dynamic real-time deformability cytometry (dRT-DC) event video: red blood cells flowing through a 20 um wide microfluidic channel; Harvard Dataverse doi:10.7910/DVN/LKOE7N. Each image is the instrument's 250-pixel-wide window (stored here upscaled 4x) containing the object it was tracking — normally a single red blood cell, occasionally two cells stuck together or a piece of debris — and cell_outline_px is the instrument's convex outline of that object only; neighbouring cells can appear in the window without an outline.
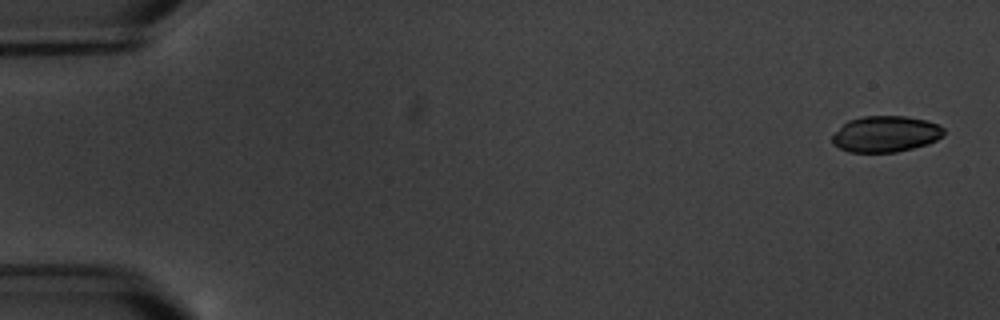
{"species": "common noctule bat (a hibernating species)", "species_latin": "Nyctalus noctula", "temperature_condition": "warm", "stored_images_in_passage": 4, "camera_frame_rate_fps": 3000, "um_per_image_px": 0.085, "animal": {"sex": "male", "body_mass_g": 20.1, "forearm_length_mm": 53.5}, "frame": {"image": 1, "passage_image": 1, "time_ms": 0.0, "image_size_px": [1000, 320], "cell_outline_px": [[944, 136], [928, 144], [896, 152], [848, 152], [832, 144], [832, 136], [848, 120], [864, 116], [904, 116], [924, 120], [936, 124], [944, 128]], "centroid_in_image_um": [75.28, 11.4], "position_along_channel_um": 9.7, "area_um2": 23.35}}
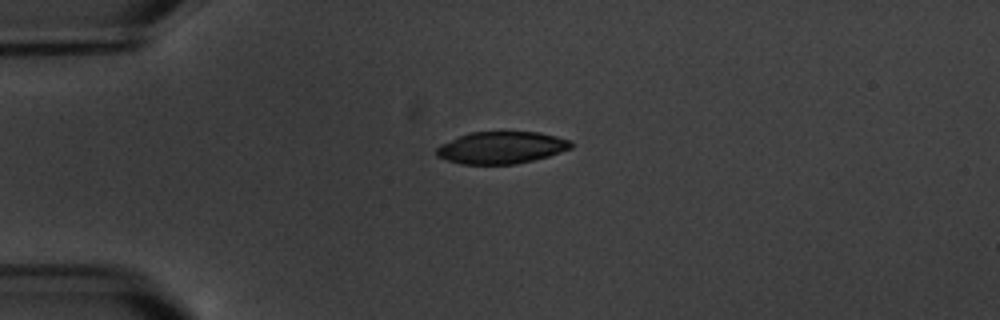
{"frame": {"image": 2, "passage_image": 4, "time_ms": 4.333, "image_size_px": [1000, 320], "cell_outline_px": [[572, 148], [548, 156], [516, 164], [460, 164], [436, 156], [436, 148], [440, 144], [468, 132], [540, 132], [572, 140]], "centroid_in_image_um": [42.61, 12.54], "position_along_channel_um": 42.4, "area_um2": 25.2}}